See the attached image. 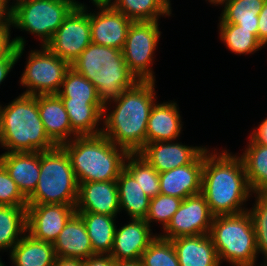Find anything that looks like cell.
<instances>
[{
  "mask_svg": "<svg viewBox=\"0 0 267 266\" xmlns=\"http://www.w3.org/2000/svg\"><path fill=\"white\" fill-rule=\"evenodd\" d=\"M159 21H133L124 47V60L138 81H154L153 63L162 32Z\"/></svg>",
  "mask_w": 267,
  "mask_h": 266,
  "instance_id": "9",
  "label": "cell"
},
{
  "mask_svg": "<svg viewBox=\"0 0 267 266\" xmlns=\"http://www.w3.org/2000/svg\"><path fill=\"white\" fill-rule=\"evenodd\" d=\"M53 266H83V260L56 256Z\"/></svg>",
  "mask_w": 267,
  "mask_h": 266,
  "instance_id": "44",
  "label": "cell"
},
{
  "mask_svg": "<svg viewBox=\"0 0 267 266\" xmlns=\"http://www.w3.org/2000/svg\"><path fill=\"white\" fill-rule=\"evenodd\" d=\"M61 146L70 157L78 183L117 180L130 154L103 134L77 136Z\"/></svg>",
  "mask_w": 267,
  "mask_h": 266,
  "instance_id": "5",
  "label": "cell"
},
{
  "mask_svg": "<svg viewBox=\"0 0 267 266\" xmlns=\"http://www.w3.org/2000/svg\"><path fill=\"white\" fill-rule=\"evenodd\" d=\"M0 23H11V10L5 0H0Z\"/></svg>",
  "mask_w": 267,
  "mask_h": 266,
  "instance_id": "45",
  "label": "cell"
},
{
  "mask_svg": "<svg viewBox=\"0 0 267 266\" xmlns=\"http://www.w3.org/2000/svg\"><path fill=\"white\" fill-rule=\"evenodd\" d=\"M249 135L259 144L267 146V117L252 129Z\"/></svg>",
  "mask_w": 267,
  "mask_h": 266,
  "instance_id": "43",
  "label": "cell"
},
{
  "mask_svg": "<svg viewBox=\"0 0 267 266\" xmlns=\"http://www.w3.org/2000/svg\"><path fill=\"white\" fill-rule=\"evenodd\" d=\"M56 146L44 130L37 95L19 94L0 104V148L5 152H43Z\"/></svg>",
  "mask_w": 267,
  "mask_h": 266,
  "instance_id": "3",
  "label": "cell"
},
{
  "mask_svg": "<svg viewBox=\"0 0 267 266\" xmlns=\"http://www.w3.org/2000/svg\"><path fill=\"white\" fill-rule=\"evenodd\" d=\"M207 146H189L178 140L147 143L138 154L159 173L192 163Z\"/></svg>",
  "mask_w": 267,
  "mask_h": 266,
  "instance_id": "15",
  "label": "cell"
},
{
  "mask_svg": "<svg viewBox=\"0 0 267 266\" xmlns=\"http://www.w3.org/2000/svg\"><path fill=\"white\" fill-rule=\"evenodd\" d=\"M155 83L138 81L104 106L102 134L129 153H138L146 145L147 121L158 100Z\"/></svg>",
  "mask_w": 267,
  "mask_h": 266,
  "instance_id": "2",
  "label": "cell"
},
{
  "mask_svg": "<svg viewBox=\"0 0 267 266\" xmlns=\"http://www.w3.org/2000/svg\"><path fill=\"white\" fill-rule=\"evenodd\" d=\"M121 226L116 225L111 257L115 261L139 260L158 233L152 232L145 219H130Z\"/></svg>",
  "mask_w": 267,
  "mask_h": 266,
  "instance_id": "16",
  "label": "cell"
},
{
  "mask_svg": "<svg viewBox=\"0 0 267 266\" xmlns=\"http://www.w3.org/2000/svg\"><path fill=\"white\" fill-rule=\"evenodd\" d=\"M204 150L201 194L212 215H233L248 210L253 193L241 157L229 150Z\"/></svg>",
  "mask_w": 267,
  "mask_h": 266,
  "instance_id": "1",
  "label": "cell"
},
{
  "mask_svg": "<svg viewBox=\"0 0 267 266\" xmlns=\"http://www.w3.org/2000/svg\"><path fill=\"white\" fill-rule=\"evenodd\" d=\"M180 266H221L209 234L171 240Z\"/></svg>",
  "mask_w": 267,
  "mask_h": 266,
  "instance_id": "23",
  "label": "cell"
},
{
  "mask_svg": "<svg viewBox=\"0 0 267 266\" xmlns=\"http://www.w3.org/2000/svg\"><path fill=\"white\" fill-rule=\"evenodd\" d=\"M26 211L27 233L51 244L76 213L75 206L66 204H28Z\"/></svg>",
  "mask_w": 267,
  "mask_h": 266,
  "instance_id": "13",
  "label": "cell"
},
{
  "mask_svg": "<svg viewBox=\"0 0 267 266\" xmlns=\"http://www.w3.org/2000/svg\"><path fill=\"white\" fill-rule=\"evenodd\" d=\"M140 260L143 266H180L172 241L159 235L142 253Z\"/></svg>",
  "mask_w": 267,
  "mask_h": 266,
  "instance_id": "36",
  "label": "cell"
},
{
  "mask_svg": "<svg viewBox=\"0 0 267 266\" xmlns=\"http://www.w3.org/2000/svg\"><path fill=\"white\" fill-rule=\"evenodd\" d=\"M25 1H28V0H12V2H11V0H5V2H6V4H7V6H8V8L10 9V10H12L14 7H16L18 4H20V3H22V2H25Z\"/></svg>",
  "mask_w": 267,
  "mask_h": 266,
  "instance_id": "47",
  "label": "cell"
},
{
  "mask_svg": "<svg viewBox=\"0 0 267 266\" xmlns=\"http://www.w3.org/2000/svg\"><path fill=\"white\" fill-rule=\"evenodd\" d=\"M158 102H155L149 114L146 128V144L180 140L184 122H182L177 101Z\"/></svg>",
  "mask_w": 267,
  "mask_h": 266,
  "instance_id": "20",
  "label": "cell"
},
{
  "mask_svg": "<svg viewBox=\"0 0 267 266\" xmlns=\"http://www.w3.org/2000/svg\"><path fill=\"white\" fill-rule=\"evenodd\" d=\"M93 7L95 11H90L92 43L122 51L133 21L111 4L93 5Z\"/></svg>",
  "mask_w": 267,
  "mask_h": 266,
  "instance_id": "14",
  "label": "cell"
},
{
  "mask_svg": "<svg viewBox=\"0 0 267 266\" xmlns=\"http://www.w3.org/2000/svg\"><path fill=\"white\" fill-rule=\"evenodd\" d=\"M76 212L117 216L120 203L116 180L79 183Z\"/></svg>",
  "mask_w": 267,
  "mask_h": 266,
  "instance_id": "17",
  "label": "cell"
},
{
  "mask_svg": "<svg viewBox=\"0 0 267 266\" xmlns=\"http://www.w3.org/2000/svg\"><path fill=\"white\" fill-rule=\"evenodd\" d=\"M11 30V23H0V58L7 56L15 48Z\"/></svg>",
  "mask_w": 267,
  "mask_h": 266,
  "instance_id": "40",
  "label": "cell"
},
{
  "mask_svg": "<svg viewBox=\"0 0 267 266\" xmlns=\"http://www.w3.org/2000/svg\"><path fill=\"white\" fill-rule=\"evenodd\" d=\"M220 264L229 266H264L257 263L255 230L248 211L213 217L209 233ZM259 264V265H257Z\"/></svg>",
  "mask_w": 267,
  "mask_h": 266,
  "instance_id": "6",
  "label": "cell"
},
{
  "mask_svg": "<svg viewBox=\"0 0 267 266\" xmlns=\"http://www.w3.org/2000/svg\"><path fill=\"white\" fill-rule=\"evenodd\" d=\"M53 247L56 256L64 258L84 260L95 255L86 231V225L78 213H75L68 220L53 243Z\"/></svg>",
  "mask_w": 267,
  "mask_h": 266,
  "instance_id": "22",
  "label": "cell"
},
{
  "mask_svg": "<svg viewBox=\"0 0 267 266\" xmlns=\"http://www.w3.org/2000/svg\"><path fill=\"white\" fill-rule=\"evenodd\" d=\"M124 168L150 199L160 194L159 172L138 153H130L127 156Z\"/></svg>",
  "mask_w": 267,
  "mask_h": 266,
  "instance_id": "33",
  "label": "cell"
},
{
  "mask_svg": "<svg viewBox=\"0 0 267 266\" xmlns=\"http://www.w3.org/2000/svg\"><path fill=\"white\" fill-rule=\"evenodd\" d=\"M244 151L238 154L253 194H267V146L257 143L250 135Z\"/></svg>",
  "mask_w": 267,
  "mask_h": 266,
  "instance_id": "26",
  "label": "cell"
},
{
  "mask_svg": "<svg viewBox=\"0 0 267 266\" xmlns=\"http://www.w3.org/2000/svg\"><path fill=\"white\" fill-rule=\"evenodd\" d=\"M92 5L111 4L112 0H90Z\"/></svg>",
  "mask_w": 267,
  "mask_h": 266,
  "instance_id": "49",
  "label": "cell"
},
{
  "mask_svg": "<svg viewBox=\"0 0 267 266\" xmlns=\"http://www.w3.org/2000/svg\"><path fill=\"white\" fill-rule=\"evenodd\" d=\"M220 41L236 55H253L264 46L257 38V30H246L237 24L218 23Z\"/></svg>",
  "mask_w": 267,
  "mask_h": 266,
  "instance_id": "31",
  "label": "cell"
},
{
  "mask_svg": "<svg viewBox=\"0 0 267 266\" xmlns=\"http://www.w3.org/2000/svg\"><path fill=\"white\" fill-rule=\"evenodd\" d=\"M96 88L99 101L105 106L133 87L138 80L130 72L119 49L89 44L70 64Z\"/></svg>",
  "mask_w": 267,
  "mask_h": 266,
  "instance_id": "4",
  "label": "cell"
},
{
  "mask_svg": "<svg viewBox=\"0 0 267 266\" xmlns=\"http://www.w3.org/2000/svg\"><path fill=\"white\" fill-rule=\"evenodd\" d=\"M0 163L28 198L34 191L40 175V152H4Z\"/></svg>",
  "mask_w": 267,
  "mask_h": 266,
  "instance_id": "21",
  "label": "cell"
},
{
  "mask_svg": "<svg viewBox=\"0 0 267 266\" xmlns=\"http://www.w3.org/2000/svg\"><path fill=\"white\" fill-rule=\"evenodd\" d=\"M28 52L24 71L19 79L20 86L26 88L21 94H57L61 88L70 64L52 53L46 46Z\"/></svg>",
  "mask_w": 267,
  "mask_h": 266,
  "instance_id": "10",
  "label": "cell"
},
{
  "mask_svg": "<svg viewBox=\"0 0 267 266\" xmlns=\"http://www.w3.org/2000/svg\"><path fill=\"white\" fill-rule=\"evenodd\" d=\"M213 217L205 197L201 193L193 195L182 200L167 227L158 235L168 240L206 235L210 233Z\"/></svg>",
  "mask_w": 267,
  "mask_h": 266,
  "instance_id": "12",
  "label": "cell"
},
{
  "mask_svg": "<svg viewBox=\"0 0 267 266\" xmlns=\"http://www.w3.org/2000/svg\"><path fill=\"white\" fill-rule=\"evenodd\" d=\"M204 151L190 164L159 173L160 193L176 198L201 193Z\"/></svg>",
  "mask_w": 267,
  "mask_h": 266,
  "instance_id": "18",
  "label": "cell"
},
{
  "mask_svg": "<svg viewBox=\"0 0 267 266\" xmlns=\"http://www.w3.org/2000/svg\"><path fill=\"white\" fill-rule=\"evenodd\" d=\"M89 6L75 7L45 45L71 64L92 43Z\"/></svg>",
  "mask_w": 267,
  "mask_h": 266,
  "instance_id": "11",
  "label": "cell"
},
{
  "mask_svg": "<svg viewBox=\"0 0 267 266\" xmlns=\"http://www.w3.org/2000/svg\"><path fill=\"white\" fill-rule=\"evenodd\" d=\"M79 183L70 157L62 146L40 152V175L28 204H66L76 206Z\"/></svg>",
  "mask_w": 267,
  "mask_h": 266,
  "instance_id": "7",
  "label": "cell"
},
{
  "mask_svg": "<svg viewBox=\"0 0 267 266\" xmlns=\"http://www.w3.org/2000/svg\"><path fill=\"white\" fill-rule=\"evenodd\" d=\"M84 6L78 0H28L11 10V27L36 35L45 46L69 13Z\"/></svg>",
  "mask_w": 267,
  "mask_h": 266,
  "instance_id": "8",
  "label": "cell"
},
{
  "mask_svg": "<svg viewBox=\"0 0 267 266\" xmlns=\"http://www.w3.org/2000/svg\"><path fill=\"white\" fill-rule=\"evenodd\" d=\"M14 41L15 48L5 57L0 58V85L5 83V79L12 71L15 64L19 62V59L24 54L26 41L22 36H16L12 39ZM3 82V83H2Z\"/></svg>",
  "mask_w": 267,
  "mask_h": 266,
  "instance_id": "39",
  "label": "cell"
},
{
  "mask_svg": "<svg viewBox=\"0 0 267 266\" xmlns=\"http://www.w3.org/2000/svg\"><path fill=\"white\" fill-rule=\"evenodd\" d=\"M37 102L44 130L57 146L78 136L71 128L68 113L58 94L37 95Z\"/></svg>",
  "mask_w": 267,
  "mask_h": 266,
  "instance_id": "19",
  "label": "cell"
},
{
  "mask_svg": "<svg viewBox=\"0 0 267 266\" xmlns=\"http://www.w3.org/2000/svg\"><path fill=\"white\" fill-rule=\"evenodd\" d=\"M266 0H229L223 7L218 23H232L246 30H258V15Z\"/></svg>",
  "mask_w": 267,
  "mask_h": 266,
  "instance_id": "32",
  "label": "cell"
},
{
  "mask_svg": "<svg viewBox=\"0 0 267 266\" xmlns=\"http://www.w3.org/2000/svg\"><path fill=\"white\" fill-rule=\"evenodd\" d=\"M55 258L53 244L34 239L28 233L9 252L11 266H53Z\"/></svg>",
  "mask_w": 267,
  "mask_h": 266,
  "instance_id": "25",
  "label": "cell"
},
{
  "mask_svg": "<svg viewBox=\"0 0 267 266\" xmlns=\"http://www.w3.org/2000/svg\"><path fill=\"white\" fill-rule=\"evenodd\" d=\"M57 94L60 98H71V101H99L95 86L71 67L66 71Z\"/></svg>",
  "mask_w": 267,
  "mask_h": 266,
  "instance_id": "34",
  "label": "cell"
},
{
  "mask_svg": "<svg viewBox=\"0 0 267 266\" xmlns=\"http://www.w3.org/2000/svg\"><path fill=\"white\" fill-rule=\"evenodd\" d=\"M83 219L94 254L110 255L116 229L117 216L76 212Z\"/></svg>",
  "mask_w": 267,
  "mask_h": 266,
  "instance_id": "28",
  "label": "cell"
},
{
  "mask_svg": "<svg viewBox=\"0 0 267 266\" xmlns=\"http://www.w3.org/2000/svg\"><path fill=\"white\" fill-rule=\"evenodd\" d=\"M1 257V255H0ZM0 266H6L4 263H3V260L0 258Z\"/></svg>",
  "mask_w": 267,
  "mask_h": 266,
  "instance_id": "50",
  "label": "cell"
},
{
  "mask_svg": "<svg viewBox=\"0 0 267 266\" xmlns=\"http://www.w3.org/2000/svg\"><path fill=\"white\" fill-rule=\"evenodd\" d=\"M208 1V3L214 6H219V7H223L229 0H206V2Z\"/></svg>",
  "mask_w": 267,
  "mask_h": 266,
  "instance_id": "48",
  "label": "cell"
},
{
  "mask_svg": "<svg viewBox=\"0 0 267 266\" xmlns=\"http://www.w3.org/2000/svg\"><path fill=\"white\" fill-rule=\"evenodd\" d=\"M115 266H143L141 260L115 261Z\"/></svg>",
  "mask_w": 267,
  "mask_h": 266,
  "instance_id": "46",
  "label": "cell"
},
{
  "mask_svg": "<svg viewBox=\"0 0 267 266\" xmlns=\"http://www.w3.org/2000/svg\"><path fill=\"white\" fill-rule=\"evenodd\" d=\"M0 205L27 206V198L21 193L18 185L9 176L5 167L0 163Z\"/></svg>",
  "mask_w": 267,
  "mask_h": 266,
  "instance_id": "38",
  "label": "cell"
},
{
  "mask_svg": "<svg viewBox=\"0 0 267 266\" xmlns=\"http://www.w3.org/2000/svg\"><path fill=\"white\" fill-rule=\"evenodd\" d=\"M61 100L68 113L71 128L78 136L102 134L104 106L100 101H71V98Z\"/></svg>",
  "mask_w": 267,
  "mask_h": 266,
  "instance_id": "24",
  "label": "cell"
},
{
  "mask_svg": "<svg viewBox=\"0 0 267 266\" xmlns=\"http://www.w3.org/2000/svg\"><path fill=\"white\" fill-rule=\"evenodd\" d=\"M170 0H112L111 5L132 21H160L172 17Z\"/></svg>",
  "mask_w": 267,
  "mask_h": 266,
  "instance_id": "30",
  "label": "cell"
},
{
  "mask_svg": "<svg viewBox=\"0 0 267 266\" xmlns=\"http://www.w3.org/2000/svg\"><path fill=\"white\" fill-rule=\"evenodd\" d=\"M120 212L129 219H145L149 210L150 198L144 193L133 176L124 168L116 180Z\"/></svg>",
  "mask_w": 267,
  "mask_h": 266,
  "instance_id": "27",
  "label": "cell"
},
{
  "mask_svg": "<svg viewBox=\"0 0 267 266\" xmlns=\"http://www.w3.org/2000/svg\"><path fill=\"white\" fill-rule=\"evenodd\" d=\"M254 196V197H253ZM255 198L252 207L248 208L255 230L256 249L258 255L264 257L263 263L267 261V194H253Z\"/></svg>",
  "mask_w": 267,
  "mask_h": 266,
  "instance_id": "35",
  "label": "cell"
},
{
  "mask_svg": "<svg viewBox=\"0 0 267 266\" xmlns=\"http://www.w3.org/2000/svg\"><path fill=\"white\" fill-rule=\"evenodd\" d=\"M181 198L172 197L169 195L158 194L154 198H151L149 204V210L145 218L147 224L152 228V225L159 223L161 229H165L169 224L174 213L179 209L182 203ZM152 223V224H151Z\"/></svg>",
  "mask_w": 267,
  "mask_h": 266,
  "instance_id": "37",
  "label": "cell"
},
{
  "mask_svg": "<svg viewBox=\"0 0 267 266\" xmlns=\"http://www.w3.org/2000/svg\"><path fill=\"white\" fill-rule=\"evenodd\" d=\"M257 38L264 47L267 45V0L258 15Z\"/></svg>",
  "mask_w": 267,
  "mask_h": 266,
  "instance_id": "41",
  "label": "cell"
},
{
  "mask_svg": "<svg viewBox=\"0 0 267 266\" xmlns=\"http://www.w3.org/2000/svg\"><path fill=\"white\" fill-rule=\"evenodd\" d=\"M83 266H115L111 255L95 254L83 260Z\"/></svg>",
  "mask_w": 267,
  "mask_h": 266,
  "instance_id": "42",
  "label": "cell"
},
{
  "mask_svg": "<svg viewBox=\"0 0 267 266\" xmlns=\"http://www.w3.org/2000/svg\"><path fill=\"white\" fill-rule=\"evenodd\" d=\"M26 208L0 205V253H9L27 233Z\"/></svg>",
  "mask_w": 267,
  "mask_h": 266,
  "instance_id": "29",
  "label": "cell"
}]
</instances>
